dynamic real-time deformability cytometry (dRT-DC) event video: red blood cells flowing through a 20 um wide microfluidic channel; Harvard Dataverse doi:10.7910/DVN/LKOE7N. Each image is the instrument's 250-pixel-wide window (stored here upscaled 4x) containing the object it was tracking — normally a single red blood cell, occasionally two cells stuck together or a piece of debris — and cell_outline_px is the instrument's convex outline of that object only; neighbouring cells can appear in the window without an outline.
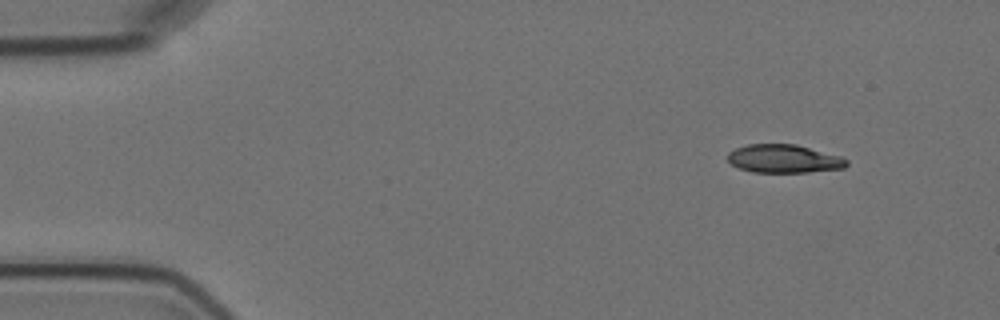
{"species": "Egyptian fruit bat (a non-hibernating species)", "species_latin": "Rousettus aegyptiacus", "temperature_condition": "cold", "stored_images_in_passage": 4, "camera_frame_rate_fps": 3000, "um_per_image_px": 0.085, "animal": {"sex": "female"}, "frame": {"image": 1, "passage_image": 1, "time_ms": 0.0, "image_size_px": [1000, 320], "cell_outline_px": [[848, 164], [844, 168], [808, 172], [752, 172], [740, 168], [732, 164], [728, 160], [728, 152], [736, 148], [748, 144], [796, 144], [840, 156], [848, 160]], "centroid_in_image_um": [66.64, 13.49], "position_along_channel_um": 18.4, "area_um2": 19.54}}
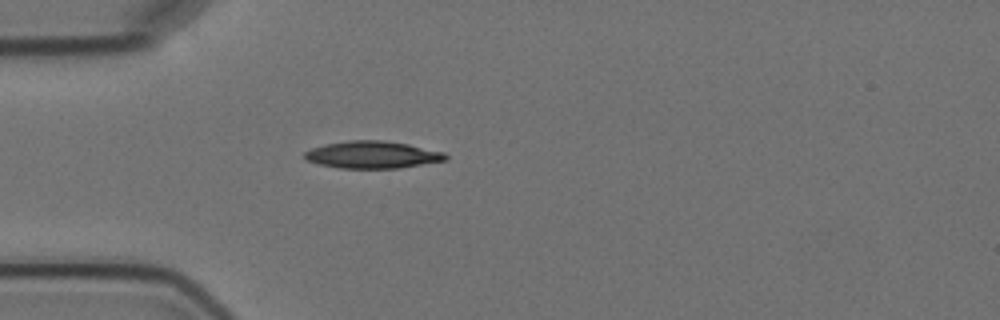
{"frame": {"image": 2, "passage_image": 4, "time_ms": 3.333, "image_size_px": [1000, 320], "cell_outline_px": [[448, 160], [400, 168], [340, 168], [320, 164], [308, 160], [304, 156], [304, 152], [312, 148], [324, 144], [348, 140], [384, 140], [408, 144], [444, 152], [448, 156]], "centroid_in_image_um": [31.69, 13.15], "position_along_channel_um": 53.3, "area_um2": 22.37}}